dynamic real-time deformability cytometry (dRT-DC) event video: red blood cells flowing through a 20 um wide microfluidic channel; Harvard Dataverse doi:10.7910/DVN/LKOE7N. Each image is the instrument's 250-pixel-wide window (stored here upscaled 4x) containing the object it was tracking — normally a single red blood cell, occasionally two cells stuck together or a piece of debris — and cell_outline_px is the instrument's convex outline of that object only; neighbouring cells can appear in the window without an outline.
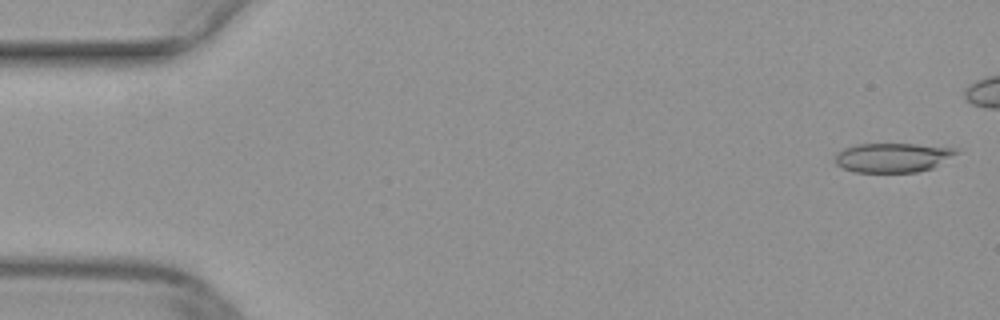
{"species": "common noctule bat (a hibernating species)", "species_latin": "Nyctalus noctula", "temperature_condition": "warm", "stored_images_in_passage": 42, "camera_frame_rate_fps": 3000, "um_per_image_px": 0.085, "animal": {"sex": "female", "body_mass_g": 29.2, "forearm_length_mm": 56.3}, "frame": {"image": 1, "passage_image": 2, "time_ms": 0.333, "image_size_px": [1000, 320], "cell_outline_px": [[960, 152], [932, 168], [916, 172], [856, 172], [844, 168], [836, 164], [836, 152], [844, 148], [856, 144], [916, 144], [956, 148]], "centroid_in_image_um": [75.88, 13.38], "position_along_channel_um": 9.1, "area_um2": 20.63}}
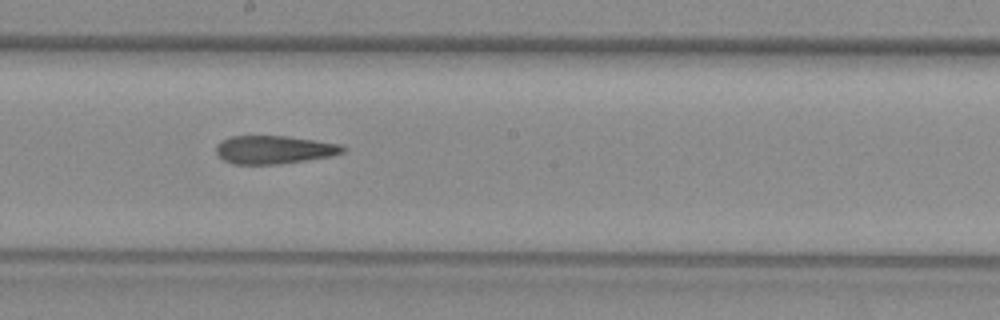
{"frame": {"image": 2, "passage_image": 28, "time_ms": 9.0, "image_size_px": [1000, 320], "cell_outline_px": [[348, 148], [344, 152], [332, 156], [276, 164], [232, 164], [224, 160], [216, 152], [216, 144], [220, 140], [232, 136], [288, 136], [340, 144]], "centroid_in_image_um": [23.29, 12.72], "position_along_channel_um": 224.9, "area_um2": 20.81}}
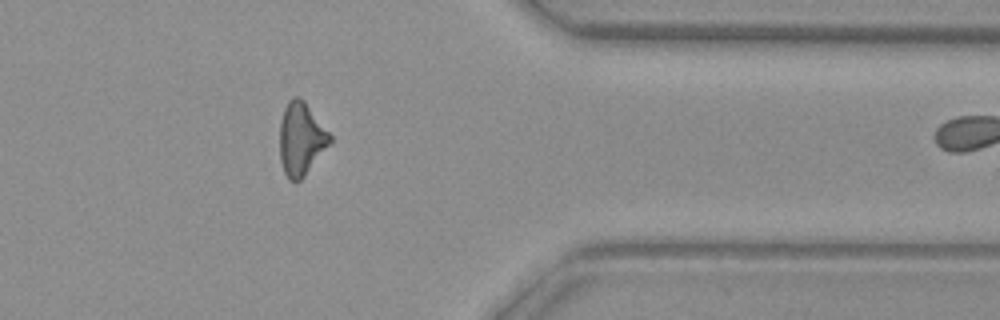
{"frame": {"image": 3, "passage_image": 41, "time_ms": 13.333, "image_size_px": [1000, 320], "cell_outline_px": [[332, 144], [304, 176], [296, 184], [288, 180], [284, 172], [280, 160], [280, 120], [284, 108], [288, 100], [292, 96], [300, 96], [304, 100], [332, 136]], "centroid_in_image_um": [25.6, 11.82], "position_along_channel_um": 385.8, "area_um2": 21.79}}